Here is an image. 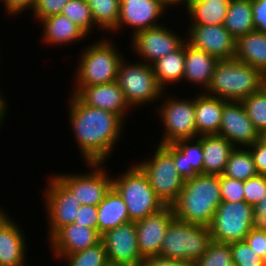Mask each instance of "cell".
<instances>
[{"instance_id": "1", "label": "cell", "mask_w": 266, "mask_h": 266, "mask_svg": "<svg viewBox=\"0 0 266 266\" xmlns=\"http://www.w3.org/2000/svg\"><path fill=\"white\" fill-rule=\"evenodd\" d=\"M68 118L84 163H105L124 133V120L116 113L84 104L70 94Z\"/></svg>"}, {"instance_id": "2", "label": "cell", "mask_w": 266, "mask_h": 266, "mask_svg": "<svg viewBox=\"0 0 266 266\" xmlns=\"http://www.w3.org/2000/svg\"><path fill=\"white\" fill-rule=\"evenodd\" d=\"M221 202L219 176L198 174L184 182L178 198L171 206L177 219L209 227Z\"/></svg>"}, {"instance_id": "3", "label": "cell", "mask_w": 266, "mask_h": 266, "mask_svg": "<svg viewBox=\"0 0 266 266\" xmlns=\"http://www.w3.org/2000/svg\"><path fill=\"white\" fill-rule=\"evenodd\" d=\"M263 76L257 68L235 58L218 60L204 93L226 101H241L262 88Z\"/></svg>"}, {"instance_id": "4", "label": "cell", "mask_w": 266, "mask_h": 266, "mask_svg": "<svg viewBox=\"0 0 266 266\" xmlns=\"http://www.w3.org/2000/svg\"><path fill=\"white\" fill-rule=\"evenodd\" d=\"M111 38L97 40L81 50L74 86H93L115 82L123 53ZM119 49V50H118ZM122 53V54H121Z\"/></svg>"}, {"instance_id": "5", "label": "cell", "mask_w": 266, "mask_h": 266, "mask_svg": "<svg viewBox=\"0 0 266 266\" xmlns=\"http://www.w3.org/2000/svg\"><path fill=\"white\" fill-rule=\"evenodd\" d=\"M117 177L112 176V187L123 198L131 221L143 219L165 207L136 164Z\"/></svg>"}, {"instance_id": "6", "label": "cell", "mask_w": 266, "mask_h": 266, "mask_svg": "<svg viewBox=\"0 0 266 266\" xmlns=\"http://www.w3.org/2000/svg\"><path fill=\"white\" fill-rule=\"evenodd\" d=\"M153 156L136 165L146 175L148 182L165 206H171L178 198L185 180L175 168L173 143L157 144Z\"/></svg>"}, {"instance_id": "7", "label": "cell", "mask_w": 266, "mask_h": 266, "mask_svg": "<svg viewBox=\"0 0 266 266\" xmlns=\"http://www.w3.org/2000/svg\"><path fill=\"white\" fill-rule=\"evenodd\" d=\"M210 241L209 227L174 217L167 227L158 256L195 263L204 255Z\"/></svg>"}, {"instance_id": "8", "label": "cell", "mask_w": 266, "mask_h": 266, "mask_svg": "<svg viewBox=\"0 0 266 266\" xmlns=\"http://www.w3.org/2000/svg\"><path fill=\"white\" fill-rule=\"evenodd\" d=\"M116 82L123 91L132 110L151 102L153 104H155V101L159 103L160 100L168 95L167 91L158 85L150 64L141 61L137 62L136 60L132 63L127 61L125 57L120 63Z\"/></svg>"}, {"instance_id": "9", "label": "cell", "mask_w": 266, "mask_h": 266, "mask_svg": "<svg viewBox=\"0 0 266 266\" xmlns=\"http://www.w3.org/2000/svg\"><path fill=\"white\" fill-rule=\"evenodd\" d=\"M85 165L86 168H90L86 173H58L53 176L78 200L80 205L98 206L112 188V177L106 169L108 168L106 163H85Z\"/></svg>"}, {"instance_id": "10", "label": "cell", "mask_w": 266, "mask_h": 266, "mask_svg": "<svg viewBox=\"0 0 266 266\" xmlns=\"http://www.w3.org/2000/svg\"><path fill=\"white\" fill-rule=\"evenodd\" d=\"M187 98L166 96L161 102L163 104L160 103L158 106L156 114L159 115L164 126L160 145L197 137L195 95L193 98Z\"/></svg>"}, {"instance_id": "11", "label": "cell", "mask_w": 266, "mask_h": 266, "mask_svg": "<svg viewBox=\"0 0 266 266\" xmlns=\"http://www.w3.org/2000/svg\"><path fill=\"white\" fill-rule=\"evenodd\" d=\"M253 206L242 202H221L209 226L211 240L232 243L244 240L252 229Z\"/></svg>"}, {"instance_id": "12", "label": "cell", "mask_w": 266, "mask_h": 266, "mask_svg": "<svg viewBox=\"0 0 266 266\" xmlns=\"http://www.w3.org/2000/svg\"><path fill=\"white\" fill-rule=\"evenodd\" d=\"M52 175V176H51ZM44 187L43 204L46 210V220L48 222L49 240L60 228L72 224L77 217L80 203L70 194V192L51 174Z\"/></svg>"}, {"instance_id": "13", "label": "cell", "mask_w": 266, "mask_h": 266, "mask_svg": "<svg viewBox=\"0 0 266 266\" xmlns=\"http://www.w3.org/2000/svg\"><path fill=\"white\" fill-rule=\"evenodd\" d=\"M166 26V27H165ZM167 25L148 28L137 32L132 36V51L140 57V61L152 64L159 58L177 50L184 42L185 37L178 35L179 32L170 30Z\"/></svg>"}, {"instance_id": "14", "label": "cell", "mask_w": 266, "mask_h": 266, "mask_svg": "<svg viewBox=\"0 0 266 266\" xmlns=\"http://www.w3.org/2000/svg\"><path fill=\"white\" fill-rule=\"evenodd\" d=\"M185 41L194 48L205 51L217 60L235 57L236 39L222 25L189 24Z\"/></svg>"}, {"instance_id": "15", "label": "cell", "mask_w": 266, "mask_h": 266, "mask_svg": "<svg viewBox=\"0 0 266 266\" xmlns=\"http://www.w3.org/2000/svg\"><path fill=\"white\" fill-rule=\"evenodd\" d=\"M110 266H139L144 259L138 247L134 221L119 225L102 234Z\"/></svg>"}, {"instance_id": "16", "label": "cell", "mask_w": 266, "mask_h": 266, "mask_svg": "<svg viewBox=\"0 0 266 266\" xmlns=\"http://www.w3.org/2000/svg\"><path fill=\"white\" fill-rule=\"evenodd\" d=\"M218 134L234 147H248L260 139V133L248 117L241 101H226L223 104Z\"/></svg>"}, {"instance_id": "17", "label": "cell", "mask_w": 266, "mask_h": 266, "mask_svg": "<svg viewBox=\"0 0 266 266\" xmlns=\"http://www.w3.org/2000/svg\"><path fill=\"white\" fill-rule=\"evenodd\" d=\"M166 10L157 0H120V16L112 33L118 34L119 30L122 32L130 27L129 30H133L131 36H134L139 31L159 26L162 24L159 19L167 13Z\"/></svg>"}, {"instance_id": "18", "label": "cell", "mask_w": 266, "mask_h": 266, "mask_svg": "<svg viewBox=\"0 0 266 266\" xmlns=\"http://www.w3.org/2000/svg\"><path fill=\"white\" fill-rule=\"evenodd\" d=\"M73 92L84 104L118 114L124 121L132 111L118 83L110 82L93 86H73Z\"/></svg>"}, {"instance_id": "19", "label": "cell", "mask_w": 266, "mask_h": 266, "mask_svg": "<svg viewBox=\"0 0 266 266\" xmlns=\"http://www.w3.org/2000/svg\"><path fill=\"white\" fill-rule=\"evenodd\" d=\"M174 217L172 206H165L159 212L135 221L139 252L143 258L159 255L167 227Z\"/></svg>"}, {"instance_id": "20", "label": "cell", "mask_w": 266, "mask_h": 266, "mask_svg": "<svg viewBox=\"0 0 266 266\" xmlns=\"http://www.w3.org/2000/svg\"><path fill=\"white\" fill-rule=\"evenodd\" d=\"M18 223L9 213L0 217V266H25L28 261L27 236Z\"/></svg>"}, {"instance_id": "21", "label": "cell", "mask_w": 266, "mask_h": 266, "mask_svg": "<svg viewBox=\"0 0 266 266\" xmlns=\"http://www.w3.org/2000/svg\"><path fill=\"white\" fill-rule=\"evenodd\" d=\"M98 230L85 225L69 224L60 228L49 240L52 255H68L101 242Z\"/></svg>"}, {"instance_id": "22", "label": "cell", "mask_w": 266, "mask_h": 266, "mask_svg": "<svg viewBox=\"0 0 266 266\" xmlns=\"http://www.w3.org/2000/svg\"><path fill=\"white\" fill-rule=\"evenodd\" d=\"M39 23L43 24L41 40L47 45L65 47L89 38L78 25L62 14L48 16Z\"/></svg>"}, {"instance_id": "23", "label": "cell", "mask_w": 266, "mask_h": 266, "mask_svg": "<svg viewBox=\"0 0 266 266\" xmlns=\"http://www.w3.org/2000/svg\"><path fill=\"white\" fill-rule=\"evenodd\" d=\"M217 61L212 55L194 48L185 41V64L182 80L200 87L201 93L206 91Z\"/></svg>"}, {"instance_id": "24", "label": "cell", "mask_w": 266, "mask_h": 266, "mask_svg": "<svg viewBox=\"0 0 266 266\" xmlns=\"http://www.w3.org/2000/svg\"><path fill=\"white\" fill-rule=\"evenodd\" d=\"M173 160L175 168L185 181L203 174L204 155L201 136L173 142Z\"/></svg>"}, {"instance_id": "25", "label": "cell", "mask_w": 266, "mask_h": 266, "mask_svg": "<svg viewBox=\"0 0 266 266\" xmlns=\"http://www.w3.org/2000/svg\"><path fill=\"white\" fill-rule=\"evenodd\" d=\"M198 95V96H197ZM195 95V121L197 137L218 134L224 99L202 93Z\"/></svg>"}, {"instance_id": "26", "label": "cell", "mask_w": 266, "mask_h": 266, "mask_svg": "<svg viewBox=\"0 0 266 266\" xmlns=\"http://www.w3.org/2000/svg\"><path fill=\"white\" fill-rule=\"evenodd\" d=\"M201 143L204 155L203 174L222 175L235 147L219 134L203 135Z\"/></svg>"}, {"instance_id": "27", "label": "cell", "mask_w": 266, "mask_h": 266, "mask_svg": "<svg viewBox=\"0 0 266 266\" xmlns=\"http://www.w3.org/2000/svg\"><path fill=\"white\" fill-rule=\"evenodd\" d=\"M235 59L266 74V33L253 30L236 40Z\"/></svg>"}, {"instance_id": "28", "label": "cell", "mask_w": 266, "mask_h": 266, "mask_svg": "<svg viewBox=\"0 0 266 266\" xmlns=\"http://www.w3.org/2000/svg\"><path fill=\"white\" fill-rule=\"evenodd\" d=\"M98 232L102 235L106 231L130 222L127 207L123 198L112 187L97 206Z\"/></svg>"}, {"instance_id": "29", "label": "cell", "mask_w": 266, "mask_h": 266, "mask_svg": "<svg viewBox=\"0 0 266 266\" xmlns=\"http://www.w3.org/2000/svg\"><path fill=\"white\" fill-rule=\"evenodd\" d=\"M185 64V42L174 52L159 58L151 64L158 85L165 91L168 85L183 82Z\"/></svg>"}, {"instance_id": "30", "label": "cell", "mask_w": 266, "mask_h": 266, "mask_svg": "<svg viewBox=\"0 0 266 266\" xmlns=\"http://www.w3.org/2000/svg\"><path fill=\"white\" fill-rule=\"evenodd\" d=\"M251 0H230L223 26L237 40L255 30Z\"/></svg>"}, {"instance_id": "31", "label": "cell", "mask_w": 266, "mask_h": 266, "mask_svg": "<svg viewBox=\"0 0 266 266\" xmlns=\"http://www.w3.org/2000/svg\"><path fill=\"white\" fill-rule=\"evenodd\" d=\"M229 3L230 0H203L191 5L185 11L190 18L189 24L222 25Z\"/></svg>"}, {"instance_id": "32", "label": "cell", "mask_w": 266, "mask_h": 266, "mask_svg": "<svg viewBox=\"0 0 266 266\" xmlns=\"http://www.w3.org/2000/svg\"><path fill=\"white\" fill-rule=\"evenodd\" d=\"M257 174L253 156L248 147H235L222 173L223 176L243 182Z\"/></svg>"}, {"instance_id": "33", "label": "cell", "mask_w": 266, "mask_h": 266, "mask_svg": "<svg viewBox=\"0 0 266 266\" xmlns=\"http://www.w3.org/2000/svg\"><path fill=\"white\" fill-rule=\"evenodd\" d=\"M88 4L99 31L112 33L120 16V0H88Z\"/></svg>"}, {"instance_id": "34", "label": "cell", "mask_w": 266, "mask_h": 266, "mask_svg": "<svg viewBox=\"0 0 266 266\" xmlns=\"http://www.w3.org/2000/svg\"><path fill=\"white\" fill-rule=\"evenodd\" d=\"M57 260H66L65 266H110L103 242L68 255H53Z\"/></svg>"}, {"instance_id": "35", "label": "cell", "mask_w": 266, "mask_h": 266, "mask_svg": "<svg viewBox=\"0 0 266 266\" xmlns=\"http://www.w3.org/2000/svg\"><path fill=\"white\" fill-rule=\"evenodd\" d=\"M69 20L78 25L88 36L96 27L91 9L86 0H69L61 12Z\"/></svg>"}, {"instance_id": "36", "label": "cell", "mask_w": 266, "mask_h": 266, "mask_svg": "<svg viewBox=\"0 0 266 266\" xmlns=\"http://www.w3.org/2000/svg\"><path fill=\"white\" fill-rule=\"evenodd\" d=\"M248 117L261 134L266 129V91L261 88L258 92L241 100Z\"/></svg>"}, {"instance_id": "37", "label": "cell", "mask_w": 266, "mask_h": 266, "mask_svg": "<svg viewBox=\"0 0 266 266\" xmlns=\"http://www.w3.org/2000/svg\"><path fill=\"white\" fill-rule=\"evenodd\" d=\"M194 266H234L229 243H220L211 240L204 255Z\"/></svg>"}, {"instance_id": "38", "label": "cell", "mask_w": 266, "mask_h": 266, "mask_svg": "<svg viewBox=\"0 0 266 266\" xmlns=\"http://www.w3.org/2000/svg\"><path fill=\"white\" fill-rule=\"evenodd\" d=\"M229 244L234 266H265L264 259L259 257L245 240Z\"/></svg>"}, {"instance_id": "39", "label": "cell", "mask_w": 266, "mask_h": 266, "mask_svg": "<svg viewBox=\"0 0 266 266\" xmlns=\"http://www.w3.org/2000/svg\"><path fill=\"white\" fill-rule=\"evenodd\" d=\"M266 195V176L257 174L244 181V201L254 206Z\"/></svg>"}, {"instance_id": "40", "label": "cell", "mask_w": 266, "mask_h": 266, "mask_svg": "<svg viewBox=\"0 0 266 266\" xmlns=\"http://www.w3.org/2000/svg\"><path fill=\"white\" fill-rule=\"evenodd\" d=\"M222 202L244 201V182L219 175Z\"/></svg>"}, {"instance_id": "41", "label": "cell", "mask_w": 266, "mask_h": 266, "mask_svg": "<svg viewBox=\"0 0 266 266\" xmlns=\"http://www.w3.org/2000/svg\"><path fill=\"white\" fill-rule=\"evenodd\" d=\"M69 0H36L35 6L32 10V16L40 22L42 19L61 14L63 7Z\"/></svg>"}, {"instance_id": "42", "label": "cell", "mask_w": 266, "mask_h": 266, "mask_svg": "<svg viewBox=\"0 0 266 266\" xmlns=\"http://www.w3.org/2000/svg\"><path fill=\"white\" fill-rule=\"evenodd\" d=\"M74 223L98 230L97 206L81 205Z\"/></svg>"}, {"instance_id": "43", "label": "cell", "mask_w": 266, "mask_h": 266, "mask_svg": "<svg viewBox=\"0 0 266 266\" xmlns=\"http://www.w3.org/2000/svg\"><path fill=\"white\" fill-rule=\"evenodd\" d=\"M248 148L253 156L257 173L266 176V143L259 139Z\"/></svg>"}, {"instance_id": "44", "label": "cell", "mask_w": 266, "mask_h": 266, "mask_svg": "<svg viewBox=\"0 0 266 266\" xmlns=\"http://www.w3.org/2000/svg\"><path fill=\"white\" fill-rule=\"evenodd\" d=\"M251 6L255 30L266 33V0H251Z\"/></svg>"}, {"instance_id": "45", "label": "cell", "mask_w": 266, "mask_h": 266, "mask_svg": "<svg viewBox=\"0 0 266 266\" xmlns=\"http://www.w3.org/2000/svg\"><path fill=\"white\" fill-rule=\"evenodd\" d=\"M2 4H4V8L6 14L10 17H14L15 15L22 14L23 12H26V10L32 12L36 0H0Z\"/></svg>"}, {"instance_id": "46", "label": "cell", "mask_w": 266, "mask_h": 266, "mask_svg": "<svg viewBox=\"0 0 266 266\" xmlns=\"http://www.w3.org/2000/svg\"><path fill=\"white\" fill-rule=\"evenodd\" d=\"M244 240L253 248L259 257L264 258L266 253V232L252 228Z\"/></svg>"}, {"instance_id": "47", "label": "cell", "mask_w": 266, "mask_h": 266, "mask_svg": "<svg viewBox=\"0 0 266 266\" xmlns=\"http://www.w3.org/2000/svg\"><path fill=\"white\" fill-rule=\"evenodd\" d=\"M139 266H194V263L181 259L165 258L162 256L145 257Z\"/></svg>"}, {"instance_id": "48", "label": "cell", "mask_w": 266, "mask_h": 266, "mask_svg": "<svg viewBox=\"0 0 266 266\" xmlns=\"http://www.w3.org/2000/svg\"><path fill=\"white\" fill-rule=\"evenodd\" d=\"M252 228L266 232V195L258 204L253 206Z\"/></svg>"}, {"instance_id": "49", "label": "cell", "mask_w": 266, "mask_h": 266, "mask_svg": "<svg viewBox=\"0 0 266 266\" xmlns=\"http://www.w3.org/2000/svg\"><path fill=\"white\" fill-rule=\"evenodd\" d=\"M4 97L6 98L7 96H3V92L0 89V128L3 125V121H5L6 119L5 117L6 114H8L7 111L9 109L7 106L8 103L6 102V99Z\"/></svg>"}, {"instance_id": "50", "label": "cell", "mask_w": 266, "mask_h": 266, "mask_svg": "<svg viewBox=\"0 0 266 266\" xmlns=\"http://www.w3.org/2000/svg\"><path fill=\"white\" fill-rule=\"evenodd\" d=\"M158 2H160L165 8L169 9L173 7L177 8L178 5L181 7V1L182 0H157Z\"/></svg>"}, {"instance_id": "51", "label": "cell", "mask_w": 266, "mask_h": 266, "mask_svg": "<svg viewBox=\"0 0 266 266\" xmlns=\"http://www.w3.org/2000/svg\"><path fill=\"white\" fill-rule=\"evenodd\" d=\"M203 0H182L181 1V6L184 5L185 10H187L191 5H194L197 2H200Z\"/></svg>"}, {"instance_id": "52", "label": "cell", "mask_w": 266, "mask_h": 266, "mask_svg": "<svg viewBox=\"0 0 266 266\" xmlns=\"http://www.w3.org/2000/svg\"><path fill=\"white\" fill-rule=\"evenodd\" d=\"M260 139L266 143V129L260 134Z\"/></svg>"}, {"instance_id": "53", "label": "cell", "mask_w": 266, "mask_h": 266, "mask_svg": "<svg viewBox=\"0 0 266 266\" xmlns=\"http://www.w3.org/2000/svg\"><path fill=\"white\" fill-rule=\"evenodd\" d=\"M262 88L266 91V74L263 76Z\"/></svg>"}, {"instance_id": "54", "label": "cell", "mask_w": 266, "mask_h": 266, "mask_svg": "<svg viewBox=\"0 0 266 266\" xmlns=\"http://www.w3.org/2000/svg\"><path fill=\"white\" fill-rule=\"evenodd\" d=\"M2 205H0V217L3 216L7 211L6 209L3 210V207L1 208Z\"/></svg>"}, {"instance_id": "55", "label": "cell", "mask_w": 266, "mask_h": 266, "mask_svg": "<svg viewBox=\"0 0 266 266\" xmlns=\"http://www.w3.org/2000/svg\"><path fill=\"white\" fill-rule=\"evenodd\" d=\"M264 263H265V266H266V253H265V255H264Z\"/></svg>"}]
</instances>
